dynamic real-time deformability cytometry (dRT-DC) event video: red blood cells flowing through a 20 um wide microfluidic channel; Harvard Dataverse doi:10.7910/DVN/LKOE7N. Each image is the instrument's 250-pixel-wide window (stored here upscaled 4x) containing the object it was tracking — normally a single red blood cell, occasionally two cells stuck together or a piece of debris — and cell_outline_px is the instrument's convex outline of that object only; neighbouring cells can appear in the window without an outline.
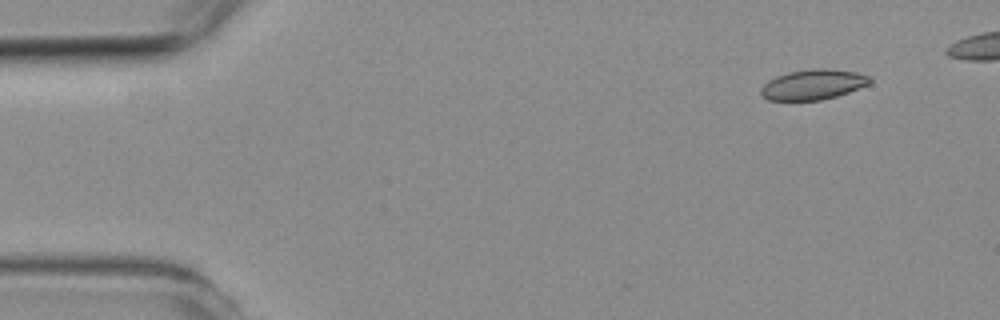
{"species": "common noctule bat (a hibernating species)", "species_latin": "Nyctalus noctula", "temperature_condition": "room temperature", "stored_images_in_passage": 4, "camera_frame_rate_fps": 3000, "um_per_image_px": 0.085, "animal": {"sex": "female", "body_mass_g": 19.3, "forearm_length_mm": 54.1}, "frame": {"image": 1, "passage_image": 1, "time_ms": 0.0, "image_size_px": [1000, 320], "cell_outline_px": [[872, 80], [868, 84], [848, 92], [836, 96], [820, 100], [768, 100], [760, 92], [760, 88], [768, 80], [776, 76], [788, 72], [812, 68], [828, 68], [856, 72], [872, 76]], "centroid_in_image_um": [69.12, 7.17], "position_along_channel_um": 15.9, "area_um2": 19.19}}